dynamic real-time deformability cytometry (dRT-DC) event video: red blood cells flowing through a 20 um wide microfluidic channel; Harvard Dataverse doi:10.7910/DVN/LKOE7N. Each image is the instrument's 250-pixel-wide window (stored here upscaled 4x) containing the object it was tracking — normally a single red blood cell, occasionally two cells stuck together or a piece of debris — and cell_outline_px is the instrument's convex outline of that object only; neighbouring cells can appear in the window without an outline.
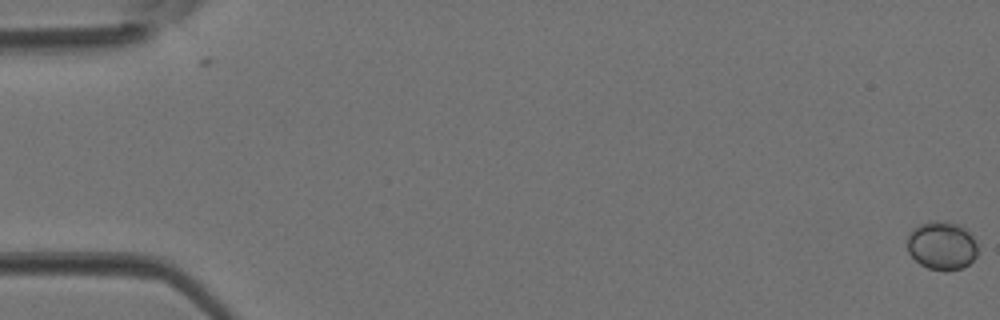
{"species": "Egyptian fruit bat (a non-hibernating species)", "species_latin": "Rousettus aegyptiacus", "temperature_condition": "room temperature", "stored_images_in_passage": 5, "camera_frame_rate_fps": 3000, "um_per_image_px": 0.085, "animal": {"sex": "female"}, "frame": {"image": 1, "passage_image": 1, "time_ms": 0.0, "image_size_px": [1000, 320], "cell_outline_px": [[976, 256], [968, 264], [960, 268], [948, 272], [944, 272], [928, 268], [920, 264], [908, 252], [908, 236], [912, 228], [920, 224], [932, 220], [944, 220], [960, 224], [972, 236], [976, 244]], "centroid_in_image_um": [80.04, 20.87], "position_along_channel_um": 5.0, "area_um2": 20.0}}
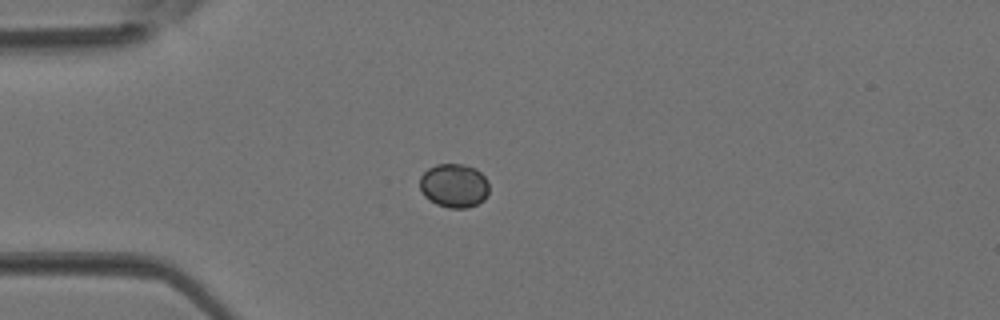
{"frame": {"image": 2, "passage_image": 4, "time_ms": 1.0, "image_size_px": [1000, 320], "cell_outline_px": [[488, 192], [484, 200], [468, 208], [448, 208], [436, 204], [424, 196], [420, 188], [420, 176], [428, 168], [436, 164], [464, 164], [476, 168], [488, 180]], "centroid_in_image_um": [38.59, 15.77], "position_along_channel_um": 46.4, "area_um2": 17.86}}
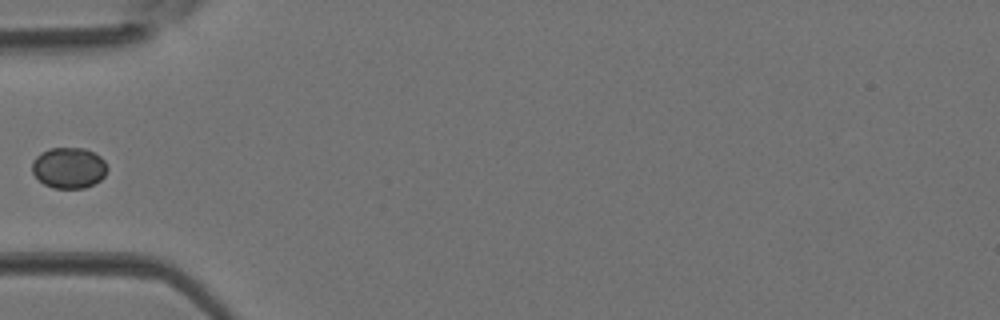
{"frame": {"image": 3, "passage_image": 5, "time_ms": 1.333, "image_size_px": [1000, 320], "cell_outline_px": [[108, 168], [104, 176], [100, 180], [84, 188], [52, 188], [44, 184], [32, 172], [32, 160], [40, 152], [48, 148], [84, 148], [100, 156], [104, 160]], "centroid_in_image_um": [5.84, 14.26], "position_along_channel_um": 79.2, "area_um2": 17.98}}